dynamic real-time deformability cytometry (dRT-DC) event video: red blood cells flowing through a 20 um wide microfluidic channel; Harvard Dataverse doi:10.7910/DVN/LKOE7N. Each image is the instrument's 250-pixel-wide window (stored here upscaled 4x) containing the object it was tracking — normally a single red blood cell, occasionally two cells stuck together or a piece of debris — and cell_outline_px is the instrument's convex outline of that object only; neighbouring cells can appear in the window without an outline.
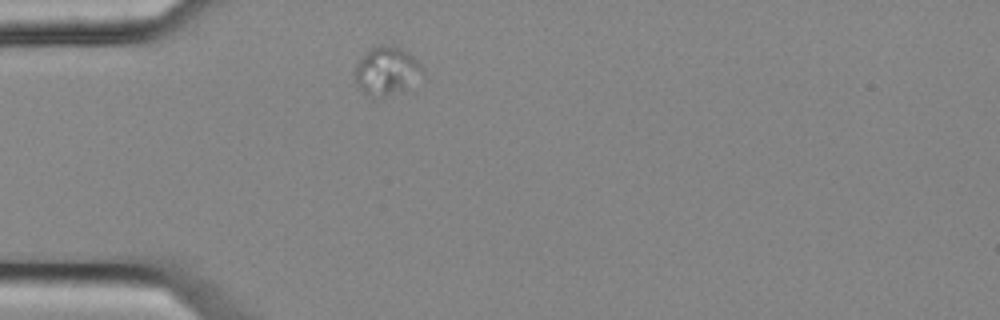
{"species": "common noctule bat (a hibernating species)", "species_latin": "Nyctalus noctula", "temperature_condition": "cold", "stored_images_in_passage": 1, "camera_frame_rate_fps": 3000, "um_per_image_px": 0.085, "animal": {"sex": "female", "body_mass_g": 25.1}, "frame": {"image": 1, "passage_image": 1, "time_ms": 0.0, "image_size_px": [1000, 320], "cell_outline_px": [[424, 76], [384, 96], [372, 100], [360, 88], [352, 72], [356, 64], [364, 52], [376, 44], [392, 44], [408, 52], [424, 68]], "centroid_in_image_um": [32.8, 5.97], "position_along_channel_um": 52.2, "area_um2": 19.07}}